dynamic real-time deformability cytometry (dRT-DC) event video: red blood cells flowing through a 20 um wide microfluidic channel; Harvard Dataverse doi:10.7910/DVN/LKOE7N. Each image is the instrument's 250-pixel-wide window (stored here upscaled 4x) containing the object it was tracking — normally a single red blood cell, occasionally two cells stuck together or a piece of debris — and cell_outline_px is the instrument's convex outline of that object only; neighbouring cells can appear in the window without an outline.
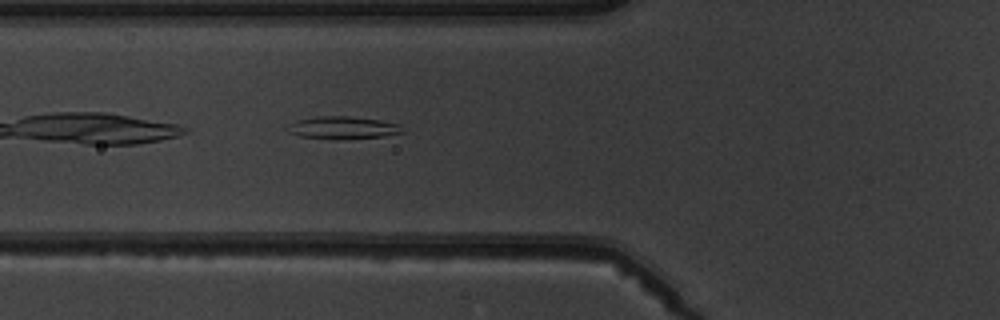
{"species": "common noctule bat (a hibernating species)", "species_latin": "Nyctalus noctula", "temperature_condition": "warm", "stored_images_in_passage": 5, "camera_frame_rate_fps": 3000, "um_per_image_px": 0.085, "animal": {"sex": "male", "body_mass_g": 19.5, "forearm_length_mm": 54.6}, "frame": {"image": 1, "passage_image": 5, "time_ms": 4.667, "image_size_px": [1000, 320], "cell_outline_px": [[404, 132], [384, 136], [336, 140], [300, 136], [288, 132], [284, 128], [296, 120], [316, 116], [348, 116], [380, 120], [400, 124]], "centroid_in_image_um": [29.11, 10.86], "position_along_channel_um": 96.7, "area_um2": 15.26}}